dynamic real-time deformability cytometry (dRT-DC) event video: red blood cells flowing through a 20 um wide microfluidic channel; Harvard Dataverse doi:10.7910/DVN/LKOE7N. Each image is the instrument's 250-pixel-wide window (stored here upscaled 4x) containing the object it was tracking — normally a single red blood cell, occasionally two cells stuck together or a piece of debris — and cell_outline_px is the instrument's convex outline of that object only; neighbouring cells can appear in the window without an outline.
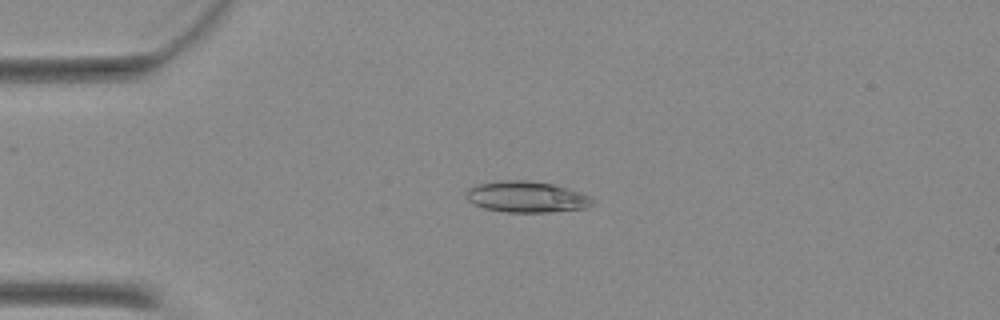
{"species": "Egyptian fruit bat (a non-hibernating species)", "species_latin": "Rousettus aegyptiacus", "temperature_condition": "warm", "stored_images_in_passage": 5, "camera_frame_rate_fps": 3000, "um_per_image_px": 0.085, "animal": {"sex": "female"}, "frame": {"image": 1, "passage_image": 3, "time_ms": 0.667, "image_size_px": [1000, 320], "cell_outline_px": [[592, 204], [584, 208], [548, 212], [508, 212], [484, 208], [472, 204], [468, 200], [464, 192], [468, 188], [476, 184], [500, 180], [524, 180], [552, 184], [580, 192], [588, 196], [592, 200]], "centroid_in_image_um": [44.67, 16.73], "position_along_channel_um": 40.3, "area_um2": 22.77}}